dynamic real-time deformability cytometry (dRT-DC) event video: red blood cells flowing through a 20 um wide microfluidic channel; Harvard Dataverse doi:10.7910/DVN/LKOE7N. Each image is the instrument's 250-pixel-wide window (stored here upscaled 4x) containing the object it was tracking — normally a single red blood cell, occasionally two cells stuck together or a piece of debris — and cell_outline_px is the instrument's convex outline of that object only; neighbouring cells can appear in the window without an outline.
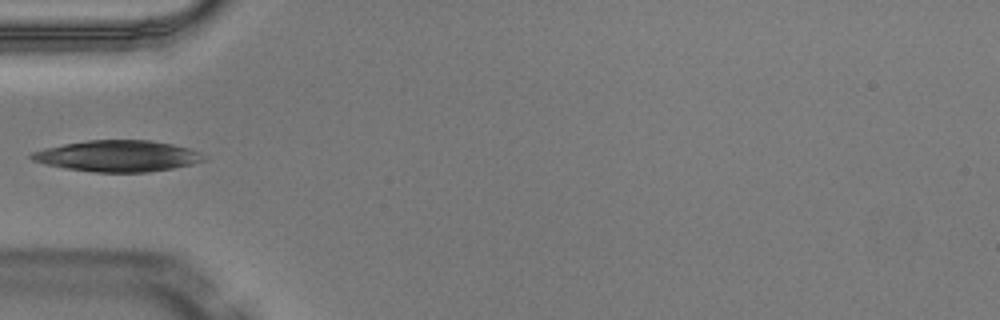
{"species": "Egyptian fruit bat (a non-hibernating species)", "species_latin": "Rousettus aegyptiacus", "temperature_condition": "warm", "stored_images_in_passage": 2, "camera_frame_rate_fps": 3000, "um_per_image_px": 0.085, "animal": {"sex": "male"}, "frame": {"image": 1, "passage_image": 2, "time_ms": 0.333, "image_size_px": [1000, 320], "cell_outline_px": [[208, 160], [192, 164], [172, 168], [148, 172], [96, 172], [64, 168], [44, 164], [32, 160], [28, 156], [32, 152], [44, 148], [64, 144], [88, 140], [148, 140], [172, 144], [188, 148], [200, 152], [208, 156]], "centroid_in_image_um": [10.02, 13.26], "position_along_channel_um": 75.0, "area_um2": 31.44}}